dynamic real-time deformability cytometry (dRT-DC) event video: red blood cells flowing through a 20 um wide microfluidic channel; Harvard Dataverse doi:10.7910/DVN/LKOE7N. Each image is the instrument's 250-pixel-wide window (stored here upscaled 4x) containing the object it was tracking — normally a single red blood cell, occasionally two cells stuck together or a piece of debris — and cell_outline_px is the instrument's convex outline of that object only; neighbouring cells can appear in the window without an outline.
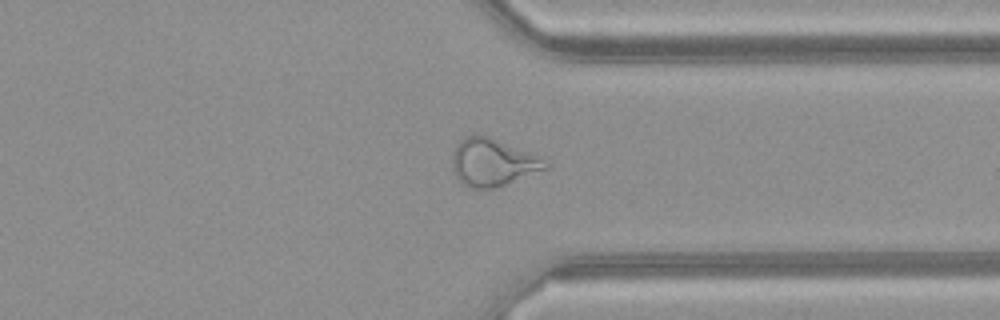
{"species": "common noctule bat (a hibernating species)", "species_latin": "Nyctalus noctula", "temperature_condition": "warm", "stored_images_in_passage": 49, "camera_frame_rate_fps": 3000, "um_per_image_px": 0.085, "animal": {"sex": "female", "body_mass_g": 21.9}, "frame": {"image": 1, "passage_image": 38, "time_ms": 12.333, "image_size_px": [1000, 320], "cell_outline_px": [[548, 168], [496, 188], [472, 188], [464, 184], [452, 172], [452, 156], [456, 144], [464, 136], [488, 136], [544, 156], [548, 164]], "centroid_in_image_um": [41.91, 13.79], "position_along_channel_um": 369.5, "area_um2": 25.95}}
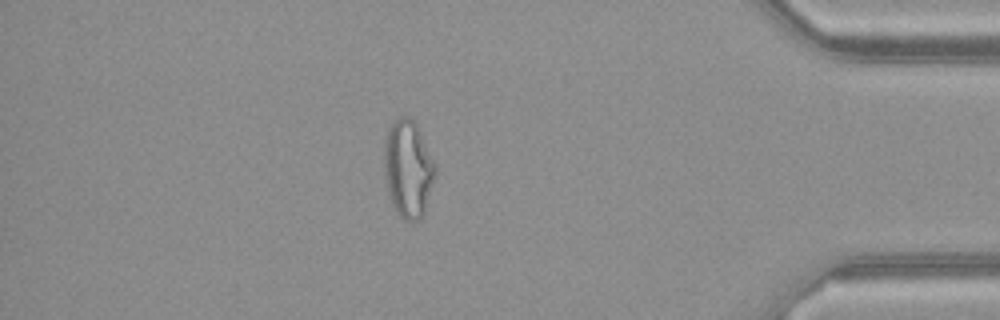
{"frame": {"image": 2, "passage_image": 43, "time_ms": 14.0, "image_size_px": [1000, 320], "cell_outline_px": [[436, 172], [424, 212], [420, 220], [404, 220], [396, 212], [388, 196], [384, 172], [384, 136], [388, 128], [400, 116], [408, 116], [416, 120], [436, 164]], "centroid_in_image_um": [34.68, 14.3], "position_along_channel_um": 400.5, "area_um2": 29.48}, "authors_computed_cell_mechanics": {"area_um2": 28.6688, "velocity_mm_per_s": 4.1718, "shape_relaxation_time_tau1_ms": null, "shape_relaxation_time_tau2_ms": 1.3214, "deformation_change_tau1": null, "deformation_change_tau2": 0.1072}}